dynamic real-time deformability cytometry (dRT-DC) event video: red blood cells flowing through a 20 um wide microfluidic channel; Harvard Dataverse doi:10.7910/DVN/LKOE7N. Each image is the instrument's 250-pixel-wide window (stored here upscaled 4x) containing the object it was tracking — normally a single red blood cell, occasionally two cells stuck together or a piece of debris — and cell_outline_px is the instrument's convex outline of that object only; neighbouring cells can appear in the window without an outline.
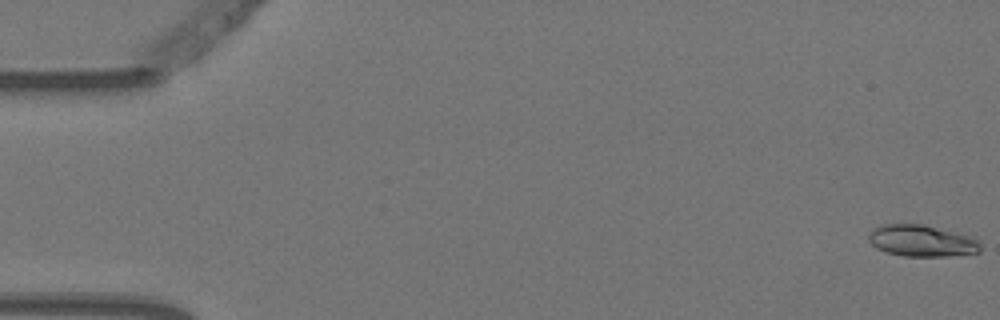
{"species": "Egyptian fruit bat (a non-hibernating species)", "species_latin": "Rousettus aegyptiacus", "temperature_condition": "warm", "stored_images_in_passage": 5, "camera_frame_rate_fps": 3000, "um_per_image_px": 0.085, "animal": {"sex": "female"}, "frame": {"image": 1, "passage_image": 1, "time_ms": 0.0, "image_size_px": [1000, 320], "cell_outline_px": [[980, 252], [948, 256], [904, 256], [884, 252], [876, 248], [868, 240], [868, 236], [872, 228], [880, 224], [924, 224], [960, 232], [976, 236], [980, 244]], "centroid_in_image_um": [78.37, 20.45], "position_along_channel_um": 6.6, "area_um2": 21.1}}